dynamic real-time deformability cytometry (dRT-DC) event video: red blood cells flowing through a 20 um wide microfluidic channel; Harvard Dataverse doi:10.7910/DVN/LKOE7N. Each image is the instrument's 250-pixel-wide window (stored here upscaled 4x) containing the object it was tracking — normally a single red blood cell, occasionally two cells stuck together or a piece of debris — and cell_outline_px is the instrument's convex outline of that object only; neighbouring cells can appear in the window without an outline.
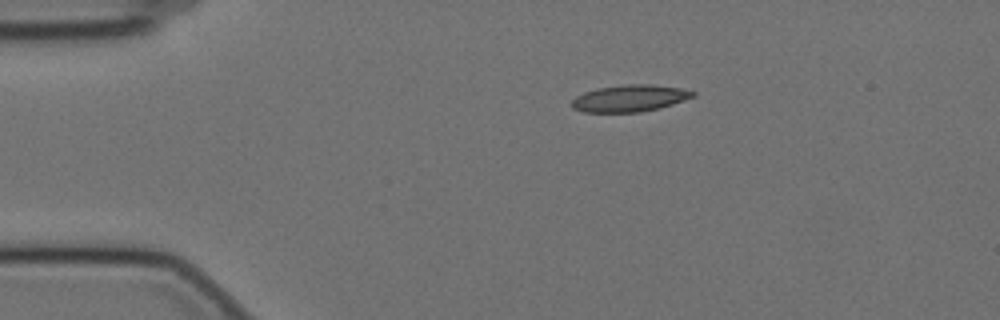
{"species": "Egyptian fruit bat (a non-hibernating species)", "species_latin": "Rousettus aegyptiacus", "temperature_condition": "cold", "stored_images_in_passage": 48, "camera_frame_rate_fps": 3000, "um_per_image_px": 0.085, "animal": {"sex": "female"}, "frame": {"image": 1, "passage_image": 1, "time_ms": 0.0, "image_size_px": [1000, 320], "cell_outline_px": [[696, 96], [660, 108], [640, 112], [584, 112], [572, 108], [572, 100], [576, 96], [584, 92], [596, 88], [624, 84], [652, 84], [680, 88], [696, 92]], "centroid_in_image_um": [53.52, 8.35], "position_along_channel_um": 31.5, "area_um2": 19.02}}
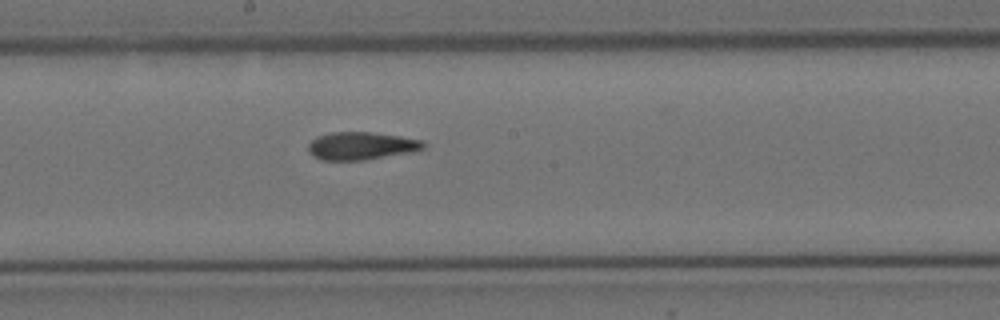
{"frame": {"image": 2, "passage_image": 21, "time_ms": 6.667, "image_size_px": [1000, 320], "cell_outline_px": [[424, 148], [412, 152], [364, 160], [320, 160], [312, 156], [308, 152], [308, 144], [316, 136], [328, 132], [372, 132], [400, 136], [420, 140], [424, 144]], "centroid_in_image_um": [30.64, 12.4], "position_along_channel_um": 217.6, "area_um2": 18.73}}
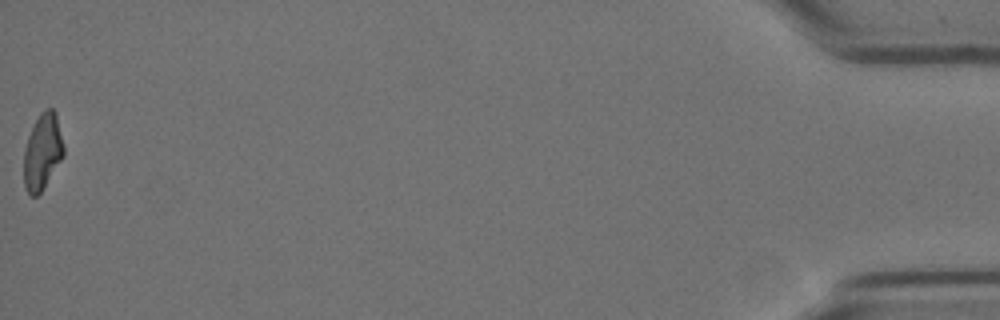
{"frame": {"image": 3, "passage_image": 48, "time_ms": 15.667, "image_size_px": [1000, 320], "cell_outline_px": [[64, 156], [40, 192], [36, 196], [32, 196], [28, 192], [24, 184], [24, 148], [28, 136], [40, 112], [44, 108], [52, 108], [56, 112], [64, 144]], "centroid_in_image_um": [3.62, 12.85], "position_along_channel_um": 431.6, "area_um2": 17.63}, "authors_computed_cell_mechanics": {"area_um2": 18.7561, "velocity_mm_per_s": 3.489, "shape_relaxation_time_tau1_ms": 9.5704, "shape_relaxation_time_tau2_ms": 3.4095, "deformation_change_tau1": 0.2225, "deformation_change_tau2": 0.1108}}